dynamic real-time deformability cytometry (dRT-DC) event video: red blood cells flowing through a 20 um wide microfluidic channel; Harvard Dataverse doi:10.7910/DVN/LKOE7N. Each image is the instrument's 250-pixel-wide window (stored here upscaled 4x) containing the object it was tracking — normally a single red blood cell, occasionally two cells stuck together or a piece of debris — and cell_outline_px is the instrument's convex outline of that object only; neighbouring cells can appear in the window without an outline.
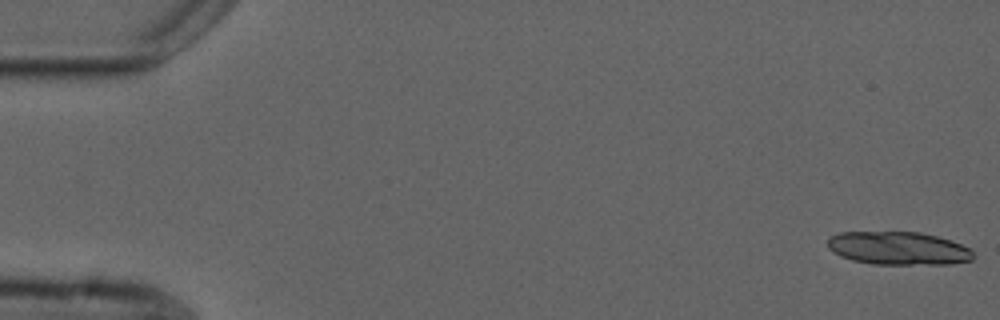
{"species": "common noctule bat (a hibernating species)", "species_latin": "Nyctalus noctula", "temperature_condition": "cold", "stored_images_in_passage": 6, "camera_frame_rate_fps": 3000, "um_per_image_px": 0.085, "animal": {"sex": "male", "forearm_length_mm": 52.5}, "frame": {"image": 1, "passage_image": 1, "time_ms": 0.0, "image_size_px": [1000, 320], "cell_outline_px": [[972, 260], [948, 264], [872, 264], [852, 260], [840, 256], [828, 248], [828, 240], [832, 236], [840, 232], [920, 232], [952, 240], [968, 248], [972, 252]], "centroid_in_image_um": [76.34, 21.1], "position_along_channel_um": 8.7, "area_um2": 27.98}}